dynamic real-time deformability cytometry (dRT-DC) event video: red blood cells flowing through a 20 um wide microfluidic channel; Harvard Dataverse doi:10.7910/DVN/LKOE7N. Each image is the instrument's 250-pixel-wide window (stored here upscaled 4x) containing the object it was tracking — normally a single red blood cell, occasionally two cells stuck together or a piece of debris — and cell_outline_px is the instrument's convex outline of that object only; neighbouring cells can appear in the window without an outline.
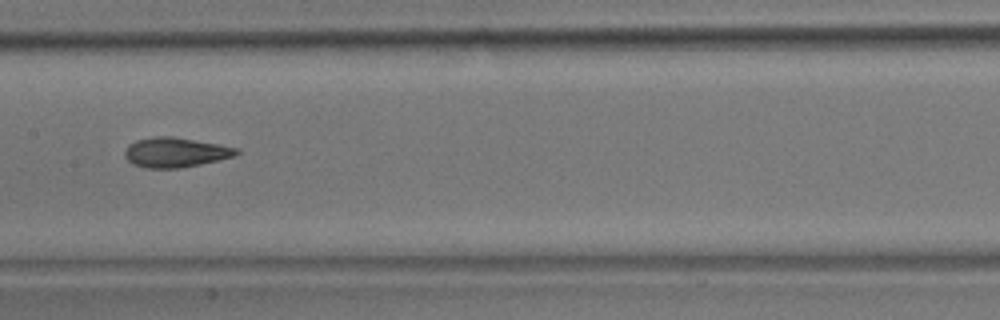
{"species": "common noctule bat (a hibernating species)", "species_latin": "Nyctalus noctula", "temperature_condition": "room temperature", "stored_images_in_passage": 22, "camera_frame_rate_fps": 3000, "um_per_image_px": 0.085, "animal": {"sex": "male", "body_mass_g": 17.9}, "frame": {"image": 1, "passage_image": 13, "time_ms": 4.0, "image_size_px": [1000, 320], "cell_outline_px": [[240, 152], [236, 156], [200, 164], [180, 168], [144, 168], [132, 164], [124, 156], [124, 152], [128, 144], [136, 140], [156, 136], [172, 136], [240, 148]], "centroid_in_image_um": [14.9, 12.95], "position_along_channel_um": 192.5, "area_um2": 19.48}}
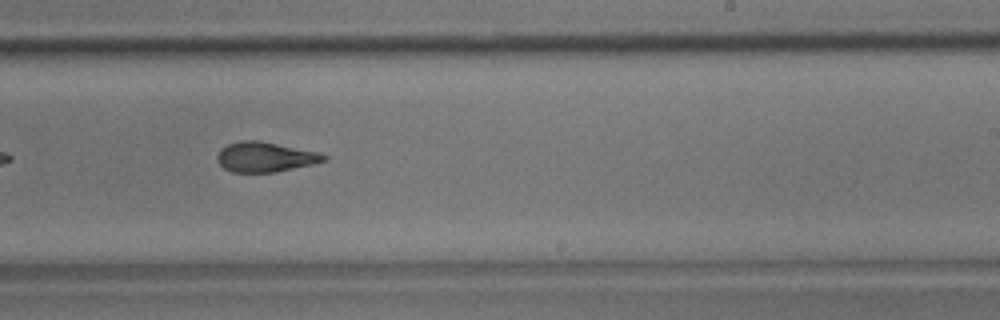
{"frame": {"image": 2, "passage_image": 19, "time_ms": 6.0, "image_size_px": [1000, 320], "cell_outline_px": [[328, 160], [312, 164], [276, 172], [232, 172], [224, 168], [216, 160], [216, 156], [220, 148], [228, 144], [240, 140], [260, 140], [316, 152], [328, 156]], "centroid_in_image_um": [22.5, 13.34], "position_along_channel_um": 266.5, "area_um2": 18.61}}